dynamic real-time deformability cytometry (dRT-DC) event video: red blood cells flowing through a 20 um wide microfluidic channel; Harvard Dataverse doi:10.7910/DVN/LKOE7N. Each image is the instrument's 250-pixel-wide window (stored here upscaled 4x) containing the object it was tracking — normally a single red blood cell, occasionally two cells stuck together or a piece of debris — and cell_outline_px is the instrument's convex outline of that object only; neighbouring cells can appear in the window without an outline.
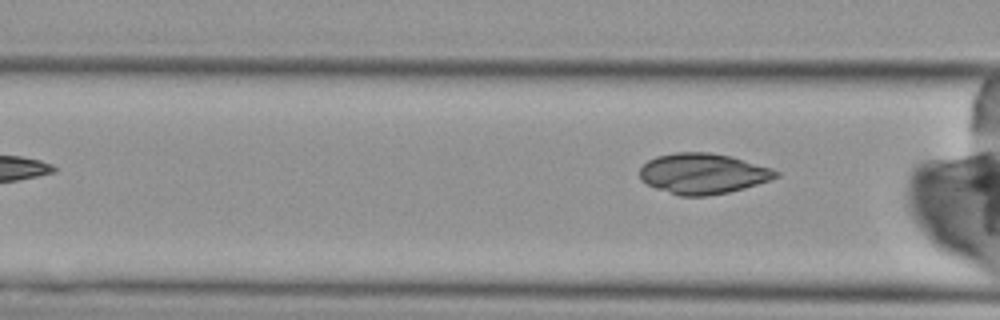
{"species": "Egyptian fruit bat (a non-hibernating species)", "species_latin": "Rousettus aegyptiacus", "temperature_condition": "cold", "stored_images_in_passage": 3, "camera_frame_rate_fps": 3000, "um_per_image_px": 0.085, "animal": {"sex": "female"}, "frame": {"image": 1, "passage_image": 3, "time_ms": 2.667, "image_size_px": [1000, 320], "cell_outline_px": [[780, 176], [772, 180], [744, 188], [728, 192], [708, 196], [680, 196], [656, 188], [640, 180], [640, 168], [648, 160], [656, 156], [676, 152], [712, 152], [732, 156], [772, 168], [780, 172]], "centroid_in_image_um": [59.78, 14.75], "position_along_channel_um": 106.8, "area_um2": 32.43}}